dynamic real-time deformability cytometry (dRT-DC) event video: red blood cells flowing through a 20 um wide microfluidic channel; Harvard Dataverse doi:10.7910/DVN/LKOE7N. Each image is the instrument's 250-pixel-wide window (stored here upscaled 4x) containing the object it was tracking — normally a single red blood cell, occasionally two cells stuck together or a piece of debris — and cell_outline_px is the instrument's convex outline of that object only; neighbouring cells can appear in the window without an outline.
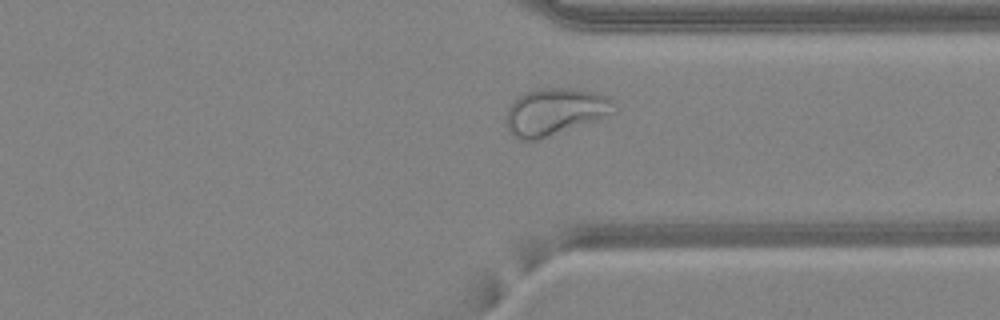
{"species": "common noctule bat (a hibernating species)", "species_latin": "Nyctalus noctula", "temperature_condition": "warm", "stored_images_in_passage": 41, "camera_frame_rate_fps": 3000, "um_per_image_px": 0.085, "animal": {"sex": "female", "body_mass_g": 24.6, "forearm_length_mm": 56.2}, "frame": {"image": 1, "passage_image": 30, "time_ms": 9.667, "image_size_px": [1000, 320], "cell_outline_px": [[616, 112], [608, 116], [536, 140], [520, 140], [512, 136], [508, 132], [504, 116], [508, 108], [524, 92], [540, 88], [572, 88], [596, 92], [608, 96], [612, 100], [616, 108]], "centroid_in_image_um": [47.16, 9.49], "position_along_channel_um": 364.2, "area_um2": 29.65}}
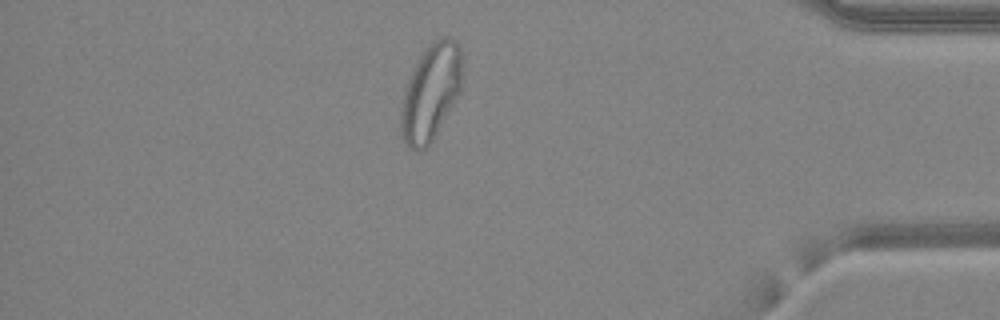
{"frame": {"image": 2, "passage_image": 35, "time_ms": 11.333, "image_size_px": [1000, 320], "cell_outline_px": [[460, 92], [428, 148], [420, 152], [412, 148], [400, 136], [400, 108], [404, 88], [420, 56], [428, 44], [444, 36], [456, 40], [460, 48]], "centroid_in_image_um": [36.57, 7.89], "position_along_channel_um": 398.6, "area_um2": 34.16}}